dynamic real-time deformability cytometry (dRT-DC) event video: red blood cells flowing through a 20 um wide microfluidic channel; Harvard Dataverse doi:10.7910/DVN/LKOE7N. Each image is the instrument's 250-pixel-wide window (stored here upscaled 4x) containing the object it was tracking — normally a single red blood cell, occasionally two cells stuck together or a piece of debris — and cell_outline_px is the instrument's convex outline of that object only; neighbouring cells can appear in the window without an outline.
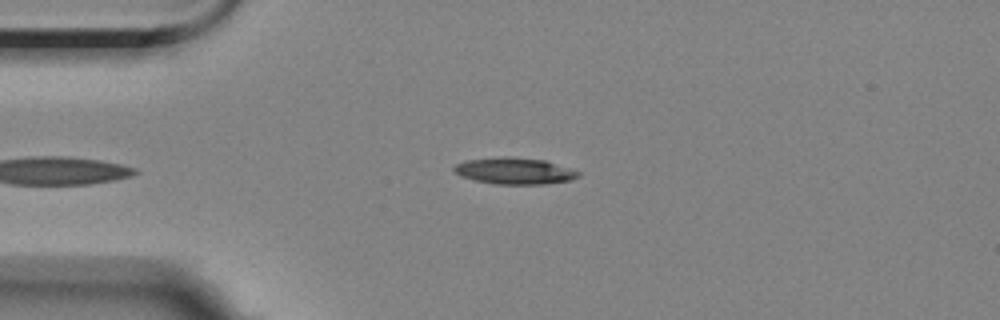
{"species": "Egyptian fruit bat (a non-hibernating species)", "species_latin": "Rousettus aegyptiacus", "temperature_condition": "room temperature", "stored_images_in_passage": 4, "camera_frame_rate_fps": 3000, "um_per_image_px": 0.085, "animal": {"sex": "female"}, "frame": {"image": 1, "passage_image": 4, "time_ms": 3.333, "image_size_px": [1000, 320], "cell_outline_px": [[580, 176], [568, 180], [544, 184], [496, 184], [476, 180], [460, 176], [452, 168], [456, 164], [464, 160], [500, 156], [508, 156], [544, 160], [572, 168], [580, 172]], "centroid_in_image_um": [43.72, 14.51], "position_along_channel_um": 41.3, "area_um2": 19.25}}